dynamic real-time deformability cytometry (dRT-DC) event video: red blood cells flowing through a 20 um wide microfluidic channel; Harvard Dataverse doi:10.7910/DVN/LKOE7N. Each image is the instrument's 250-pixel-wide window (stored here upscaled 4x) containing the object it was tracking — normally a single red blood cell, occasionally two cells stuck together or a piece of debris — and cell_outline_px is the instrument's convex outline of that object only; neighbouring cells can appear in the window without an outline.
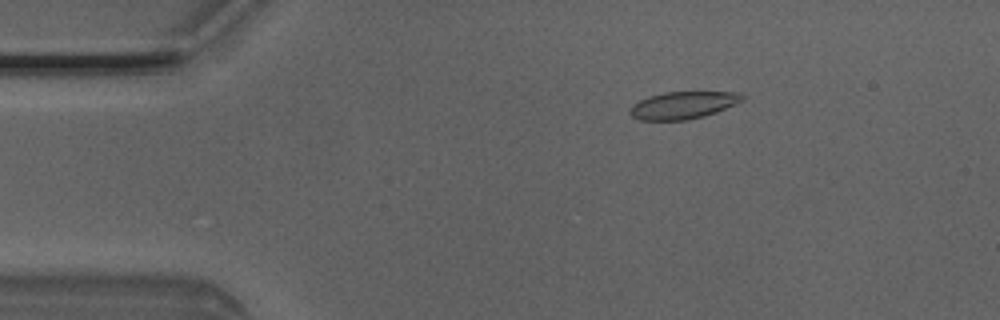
{"species": "Egyptian fruit bat (a non-hibernating species)", "species_latin": "Rousettus aegyptiacus", "temperature_condition": "room temperature", "stored_images_in_passage": 7, "camera_frame_rate_fps": 3000, "um_per_image_px": 0.085, "animal": {"sex": "male"}, "frame": {"image": 1, "passage_image": 2, "time_ms": 0.333, "image_size_px": [1000, 320], "cell_outline_px": [[744, 100], [716, 112], [704, 116], [688, 120], [640, 120], [632, 116], [628, 112], [632, 104], [648, 96], [664, 92], [736, 92], [744, 96]], "centroid_in_image_um": [58.03, 8.94], "position_along_channel_um": 27.0, "area_um2": 17.86}}